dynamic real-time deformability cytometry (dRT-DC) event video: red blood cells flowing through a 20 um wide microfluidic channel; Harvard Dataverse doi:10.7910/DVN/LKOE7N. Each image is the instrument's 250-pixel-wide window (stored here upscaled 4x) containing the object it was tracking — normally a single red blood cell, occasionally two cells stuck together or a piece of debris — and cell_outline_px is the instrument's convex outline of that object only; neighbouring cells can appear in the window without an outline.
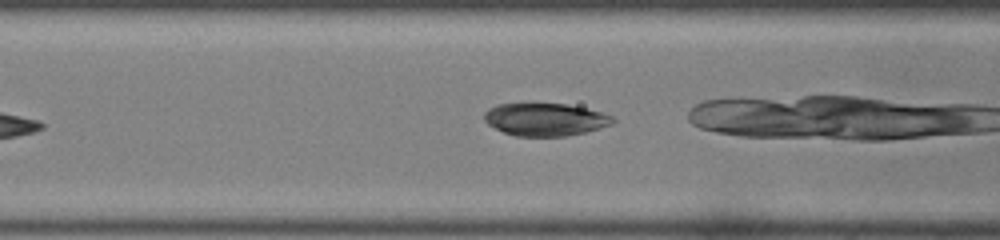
{"species": "common noctule bat (a hibernating species)", "species_latin": "Nyctalus noctula", "temperature_condition": "room temperature", "stored_images_in_passage": 9, "camera_frame_rate_fps": 3000, "um_per_image_px": 0.085, "animal": {"sex": "female", "body_mass_g": 22.0, "forearm_length_mm": 56.7}, "frame": {"image": 1, "passage_image": 4, "time_ms": 1.0, "image_size_px": [1000, 240], "cell_outline_px": [[616, 120], [612, 124], [584, 132], [564, 136], [516, 136], [504, 132], [488, 124], [484, 120], [484, 112], [488, 108], [500, 104], [564, 104], [584, 108], [600, 112], [612, 116]], "centroid_in_image_um": [46.32, 10.16], "position_along_channel_um": 120.3, "area_um2": 24.1}}